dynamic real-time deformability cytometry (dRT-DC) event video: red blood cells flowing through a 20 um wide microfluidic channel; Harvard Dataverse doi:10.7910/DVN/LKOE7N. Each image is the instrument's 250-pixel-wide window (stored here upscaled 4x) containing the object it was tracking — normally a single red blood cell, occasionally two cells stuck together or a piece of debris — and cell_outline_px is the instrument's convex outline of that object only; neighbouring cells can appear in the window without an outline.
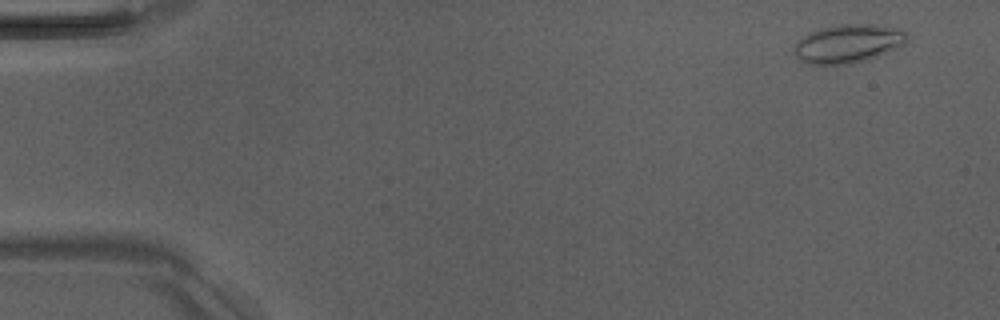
{"species": "Egyptian fruit bat (a non-hibernating species)", "species_latin": "Rousettus aegyptiacus", "temperature_condition": "room temperature", "stored_images_in_passage": 3, "camera_frame_rate_fps": 3000, "um_per_image_px": 0.085, "animal": {"sex": "male"}, "frame": {"image": 1, "passage_image": 1, "time_ms": 0.0, "image_size_px": [1000, 320], "cell_outline_px": [[908, 40], [904, 44], [896, 48], [868, 60], [848, 64], [808, 64], [800, 60], [792, 52], [796, 40], [820, 28], [840, 24], [876, 24], [900, 28], [908, 32]], "centroid_in_image_um": [72.1, 3.7], "position_along_channel_um": 12.9, "area_um2": 25.61}}